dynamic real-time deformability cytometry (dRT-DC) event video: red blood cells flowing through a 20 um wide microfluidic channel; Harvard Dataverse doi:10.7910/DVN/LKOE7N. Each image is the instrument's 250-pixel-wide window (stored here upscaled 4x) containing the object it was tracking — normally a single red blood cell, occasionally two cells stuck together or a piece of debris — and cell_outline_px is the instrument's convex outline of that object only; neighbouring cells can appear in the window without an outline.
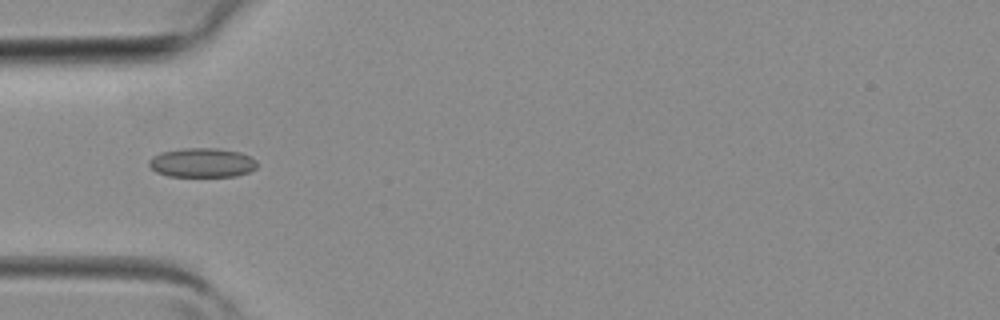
{"species": "common noctule bat (a hibernating species)", "species_latin": "Nyctalus noctula", "temperature_condition": "room temperature", "stored_images_in_passage": 3, "camera_frame_rate_fps": 3000, "um_per_image_px": 0.085, "animal": {"sex": "female", "body_mass_g": 19.3, "forearm_length_mm": 54.1}, "frame": {"image": 1, "passage_image": 2, "time_ms": 0.333, "image_size_px": [1000, 320], "cell_outline_px": [[256, 168], [248, 172], [236, 176], [168, 176], [156, 172], [148, 164], [148, 160], [152, 156], [160, 152], [184, 148], [216, 148], [240, 152], [256, 160]], "centroid_in_image_um": [17.15, 13.82], "position_along_channel_um": 67.9, "area_um2": 18.44}}
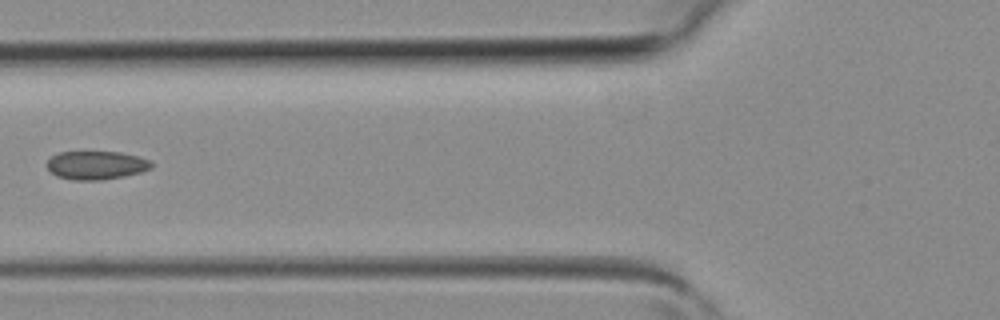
{"frame": {"image": 2, "passage_image": 3, "time_ms": 0.667, "image_size_px": [1000, 320], "cell_outline_px": [[152, 168], [140, 172], [124, 176], [100, 180], [72, 180], [56, 176], [44, 164], [52, 156], [60, 152], [120, 152], [140, 156], [152, 160]], "centroid_in_image_um": [8.19, 14.04], "position_along_channel_um": 117.6, "area_um2": 17.46}}